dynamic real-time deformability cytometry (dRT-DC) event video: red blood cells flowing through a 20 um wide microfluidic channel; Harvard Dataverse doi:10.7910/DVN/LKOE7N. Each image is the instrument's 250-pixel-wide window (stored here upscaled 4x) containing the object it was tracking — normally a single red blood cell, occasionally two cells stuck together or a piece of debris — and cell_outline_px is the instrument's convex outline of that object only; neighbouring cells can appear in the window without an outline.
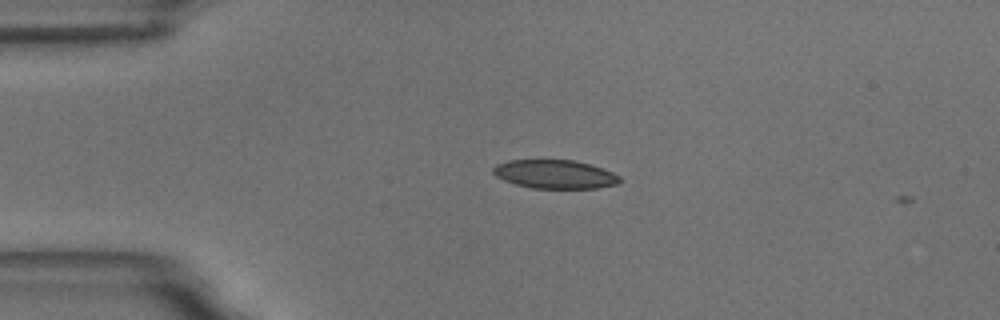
{"species": "common noctule bat (a hibernating species)", "species_latin": "Nyctalus noctula", "temperature_condition": "room temperature", "stored_images_in_passage": 3, "camera_frame_rate_fps": 3000, "um_per_image_px": 0.085, "animal": {"sex": "male", "body_mass_g": 18.8}, "frame": {"image": 1, "passage_image": 1, "time_ms": 0.0, "image_size_px": [1000, 320], "cell_outline_px": [[620, 180], [616, 184], [596, 188], [532, 188], [516, 184], [504, 180], [496, 176], [492, 172], [492, 168], [496, 164], [508, 160], [572, 160], [588, 164], [612, 172], [620, 176]], "centroid_in_image_um": [47.12, 14.81], "position_along_channel_um": 37.9, "area_um2": 20.92}}